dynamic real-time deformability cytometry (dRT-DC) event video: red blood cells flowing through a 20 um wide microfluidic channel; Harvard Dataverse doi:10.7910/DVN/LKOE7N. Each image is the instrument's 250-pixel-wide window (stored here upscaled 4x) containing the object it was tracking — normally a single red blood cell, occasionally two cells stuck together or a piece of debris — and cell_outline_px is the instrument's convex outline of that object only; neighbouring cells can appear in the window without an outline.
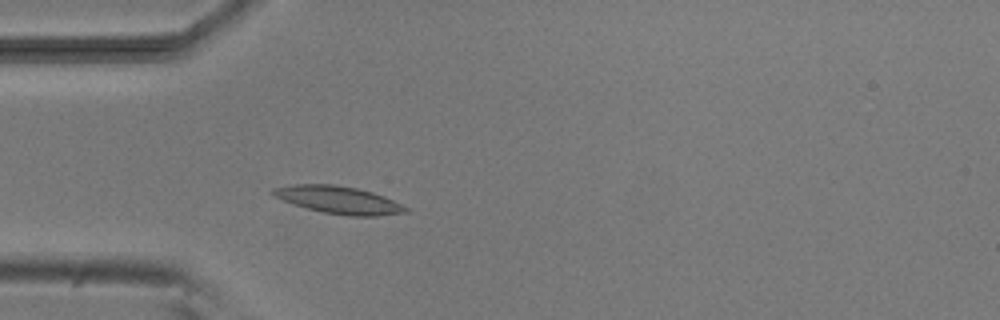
{"species": "common noctule bat (a hibernating species)", "species_latin": "Nyctalus noctula", "temperature_condition": "room temperature", "stored_images_in_passage": 4, "camera_frame_rate_fps": 3000, "um_per_image_px": 0.085, "animal": {"sex": "male", "body_mass_g": 20.5, "forearm_length_mm": 52.5}, "frame": {"image": 1, "passage_image": 4, "time_ms": 3.333, "image_size_px": [1000, 320], "cell_outline_px": [[408, 212], [376, 216], [352, 216], [324, 212], [308, 208], [272, 196], [268, 192], [272, 188], [292, 184], [332, 184], [356, 188], [372, 192], [384, 196], [408, 208]], "centroid_in_image_um": [28.75, 16.98], "position_along_channel_um": 56.3, "area_um2": 21.04}}